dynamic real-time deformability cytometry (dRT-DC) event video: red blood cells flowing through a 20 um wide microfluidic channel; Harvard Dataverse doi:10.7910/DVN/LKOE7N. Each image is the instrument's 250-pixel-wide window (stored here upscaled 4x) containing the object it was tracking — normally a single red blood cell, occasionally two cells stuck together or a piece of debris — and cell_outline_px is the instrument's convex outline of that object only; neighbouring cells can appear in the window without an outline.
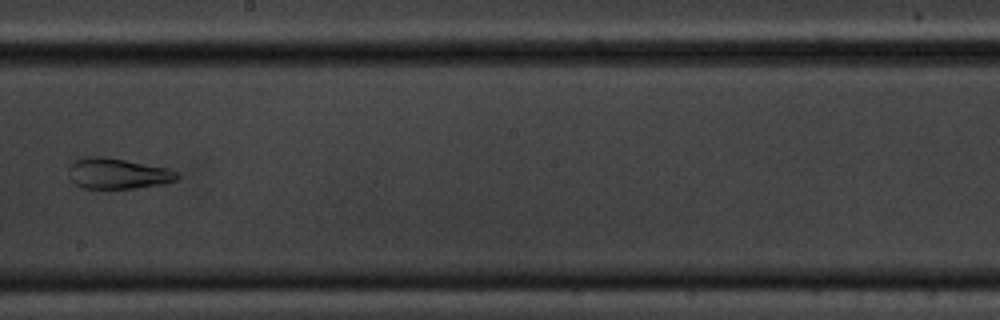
{"species": "common noctule bat (a hibernating species)", "species_latin": "Nyctalus noctula", "temperature_condition": "cold", "stored_images_in_passage": 9, "camera_frame_rate_fps": 3000, "um_per_image_px": 0.085, "animal": {"sex": "male", "body_mass_g": 20.1, "forearm_length_mm": 53.5}, "frame": {"image": 1, "passage_image": 7, "time_ms": 7.0, "image_size_px": [1000, 320], "cell_outline_px": [[180, 176], [176, 180], [160, 184], [136, 188], [84, 188], [76, 184], [72, 180], [72, 160], [84, 156], [104, 156], [168, 168], [180, 172]], "centroid_in_image_um": [10.06, 14.73], "position_along_channel_um": 238.1, "area_um2": 19.19}}
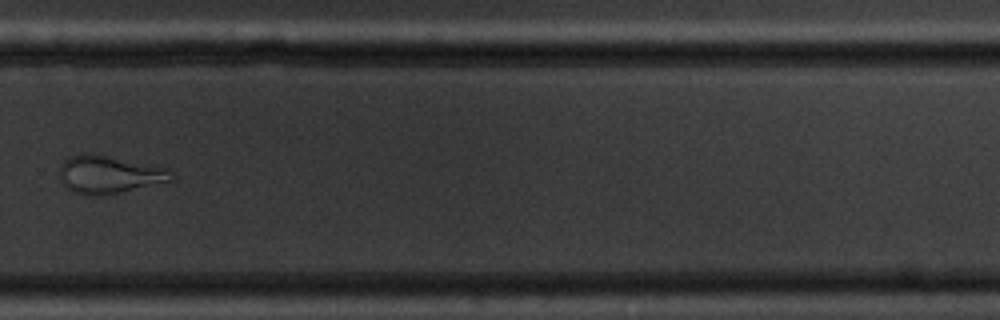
{"frame": {"image": 2, "passage_image": 9, "time_ms": 9.333, "image_size_px": [1000, 320], "cell_outline_px": [[172, 180], [120, 192], [100, 196], [84, 196], [72, 192], [64, 184], [60, 176], [60, 168], [64, 160], [68, 156], [80, 152], [96, 152], [168, 168], [172, 176]], "centroid_in_image_um": [9.22, 14.8], "position_along_channel_um": 320.6, "area_um2": 25.03}}